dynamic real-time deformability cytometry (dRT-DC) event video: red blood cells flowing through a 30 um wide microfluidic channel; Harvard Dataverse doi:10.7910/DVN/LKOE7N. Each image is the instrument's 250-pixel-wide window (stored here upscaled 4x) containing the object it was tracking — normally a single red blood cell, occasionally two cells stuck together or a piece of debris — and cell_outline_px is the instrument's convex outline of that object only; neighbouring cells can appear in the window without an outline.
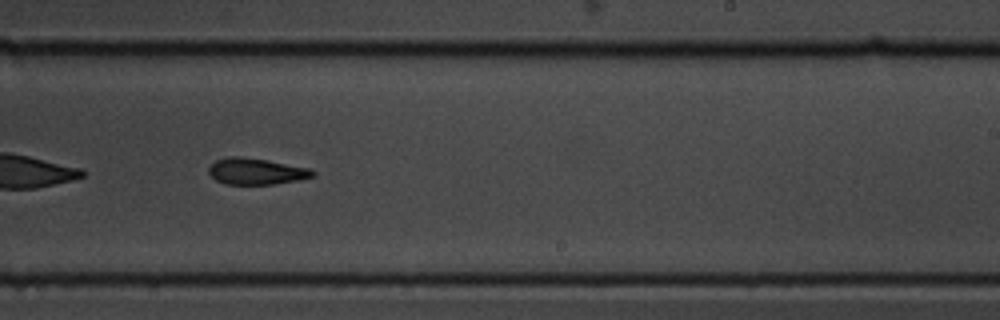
{"species": "common noctule bat (a hibernating species)", "species_latin": "Nyctalus noctula", "temperature_condition": "cold", "stored_images_in_passage": 53, "camera_frame_rate_fps": 3000, "um_per_image_px": 0.085, "animal": {"sex": "male", "body_mass_g": 19.5, "forearm_length_mm": 54.6}, "frame": {"image": 1, "passage_image": 31, "time_ms": 10.0, "image_size_px": [1000, 320], "cell_outline_px": [[316, 176], [296, 180], [272, 184], [224, 184], [216, 180], [208, 172], [208, 168], [216, 160], [228, 156], [240, 156], [268, 160], [308, 168], [316, 172]], "centroid_in_image_um": [21.76, 14.56], "position_along_channel_um": 267.2, "area_um2": 15.9}}
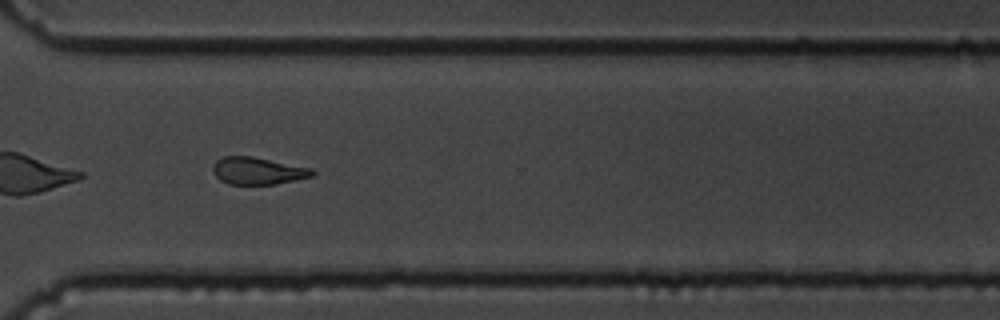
{"frame": {"image": 2, "passage_image": 38, "time_ms": 12.333, "image_size_px": [1000, 320], "cell_outline_px": [[316, 172], [312, 176], [276, 184], [228, 184], [220, 180], [212, 172], [212, 168], [216, 160], [224, 156], [252, 156], [312, 168]], "centroid_in_image_um": [21.9, 14.52], "position_along_channel_um": 348.7, "area_um2": 15.78}, "authors_computed_cell_mechanics": {"area_um2": 16.9932, "velocity_mm_per_s": 3.4966, "shape_relaxation_time_tau1_ms": 3.7873, "shape_relaxation_time_tau2_ms": null, "deformation_change_tau1": 0.1126, "deformation_change_tau2": null}}